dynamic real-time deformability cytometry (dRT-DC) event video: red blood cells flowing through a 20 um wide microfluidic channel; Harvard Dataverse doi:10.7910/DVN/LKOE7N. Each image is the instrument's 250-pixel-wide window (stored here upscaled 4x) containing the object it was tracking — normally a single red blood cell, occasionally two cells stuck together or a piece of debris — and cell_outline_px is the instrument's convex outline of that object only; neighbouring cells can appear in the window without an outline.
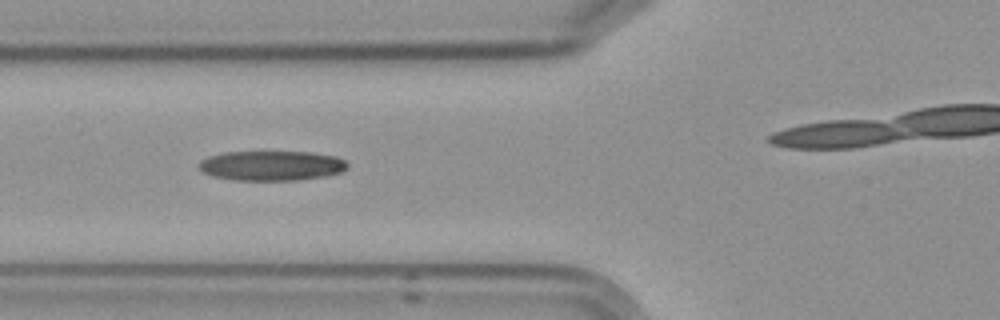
{"species": "Egyptian fruit bat (a non-hibernating species)", "species_latin": "Rousettus aegyptiacus", "temperature_condition": "cold", "stored_images_in_passage": 9, "camera_frame_rate_fps": 3000, "um_per_image_px": 0.085, "frame": {"image": 1, "passage_image": 7, "time_ms": 8.0, "image_size_px": [1000, 320], "cell_outline_px": [[348, 168], [340, 172], [324, 176], [296, 180], [232, 180], [212, 176], [204, 172], [196, 164], [200, 160], [208, 156], [224, 152], [312, 152], [336, 156], [344, 160], [348, 164]], "centroid_in_image_um": [23.06, 14.08], "position_along_channel_um": 102.7, "area_um2": 25.89}}
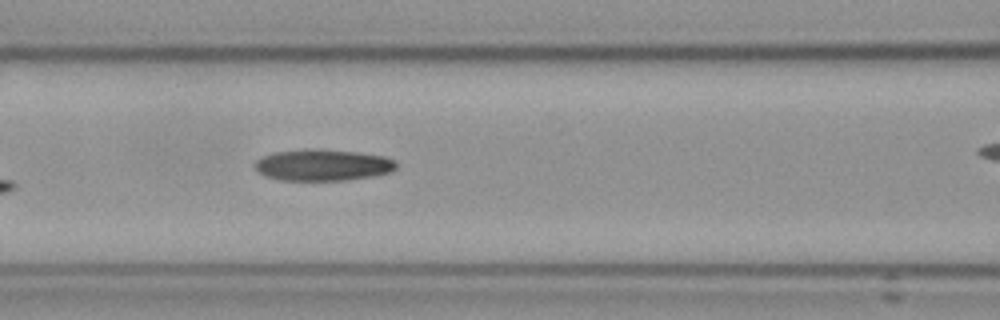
{"frame": {"image": 2, "passage_image": 8, "time_ms": 9.0, "image_size_px": [1000, 320], "cell_outline_px": [[396, 168], [392, 172], [372, 176], [344, 180], [280, 180], [264, 176], [256, 172], [252, 164], [260, 156], [272, 152], [308, 148], [356, 152], [384, 156], [392, 160], [396, 164]], "centroid_in_image_um": [27.33, 14.02], "position_along_channel_um": 139.3, "area_um2": 26.18}}